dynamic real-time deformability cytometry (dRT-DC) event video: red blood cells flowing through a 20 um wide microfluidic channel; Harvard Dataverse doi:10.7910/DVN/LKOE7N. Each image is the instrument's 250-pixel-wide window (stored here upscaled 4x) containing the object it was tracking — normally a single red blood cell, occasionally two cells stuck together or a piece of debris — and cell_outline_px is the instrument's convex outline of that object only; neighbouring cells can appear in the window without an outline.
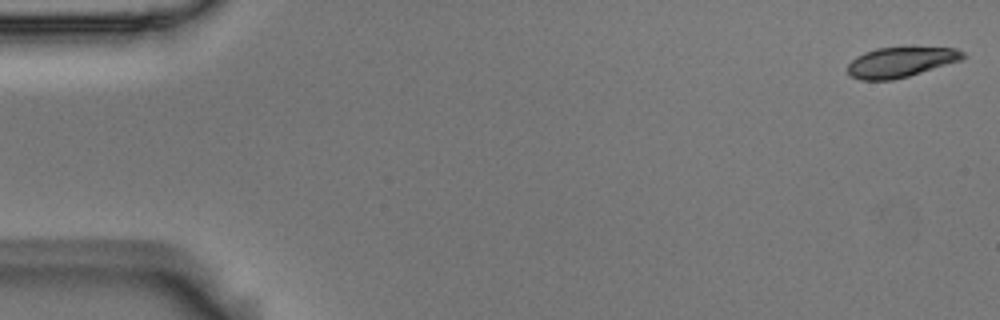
{"species": "Egyptian fruit bat (a non-hibernating species)", "species_latin": "Rousettus aegyptiacus", "temperature_condition": "room temperature", "stored_images_in_passage": 54, "camera_frame_rate_fps": 3000, "um_per_image_px": 0.085, "animal": {"sex": "male"}, "frame": {"image": 1, "passage_image": 1, "time_ms": 0.0, "image_size_px": [1000, 320], "cell_outline_px": [[968, 56], [960, 60], [908, 76], [892, 80], [860, 80], [852, 76], [848, 72], [848, 64], [856, 56], [864, 52], [876, 48], [912, 44], [956, 48], [964, 52]], "centroid_in_image_um": [76.6, 5.21], "position_along_channel_um": 8.4, "area_um2": 21.1}}
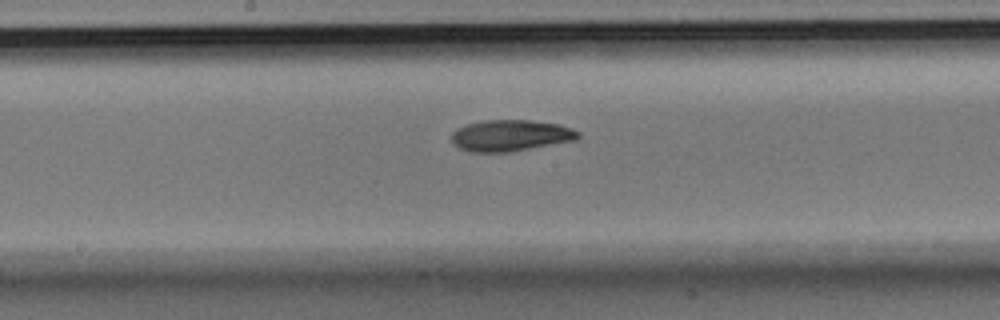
{"frame": {"image": 2, "passage_image": 28, "time_ms": 9.0, "image_size_px": [1000, 320], "cell_outline_px": [[580, 136], [576, 140], [508, 152], [472, 152], [460, 148], [452, 144], [452, 132], [456, 128], [464, 124], [484, 120], [532, 120], [556, 124], [572, 128], [580, 132]], "centroid_in_image_um": [43.37, 11.51], "position_along_channel_um": 204.8, "area_um2": 23.18}}
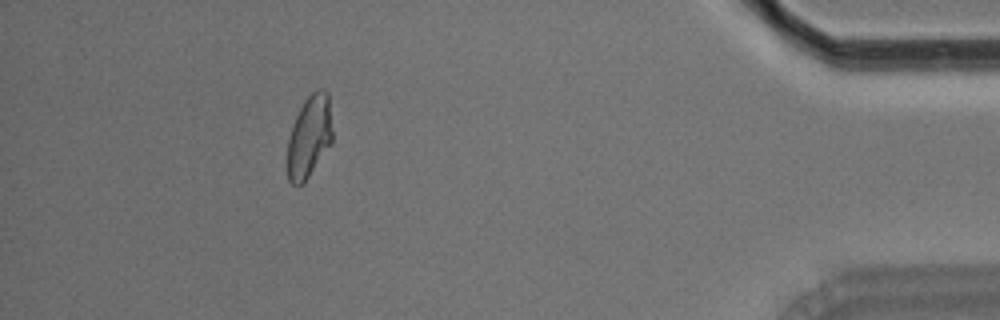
{"frame": {"image": 3, "passage_image": 49, "time_ms": 16.0, "image_size_px": [1000, 320], "cell_outline_px": [[332, 144], [304, 184], [292, 184], [288, 180], [288, 140], [292, 124], [304, 100], [316, 88], [324, 88], [328, 92], [332, 132]], "centroid_in_image_um": [26.3, 11.6], "position_along_channel_um": 408.9, "area_um2": 21.79}, "authors_computed_cell_mechanics": {"area_um2": 22.2241, "velocity_mm_per_s": 3.6847, "shape_relaxation_time_tau1_ms": 5.8284, "shape_relaxation_time_tau2_ms": 3.5121, "deformation_change_tau1": 0.1566, "deformation_change_tau2": 0.0655}}